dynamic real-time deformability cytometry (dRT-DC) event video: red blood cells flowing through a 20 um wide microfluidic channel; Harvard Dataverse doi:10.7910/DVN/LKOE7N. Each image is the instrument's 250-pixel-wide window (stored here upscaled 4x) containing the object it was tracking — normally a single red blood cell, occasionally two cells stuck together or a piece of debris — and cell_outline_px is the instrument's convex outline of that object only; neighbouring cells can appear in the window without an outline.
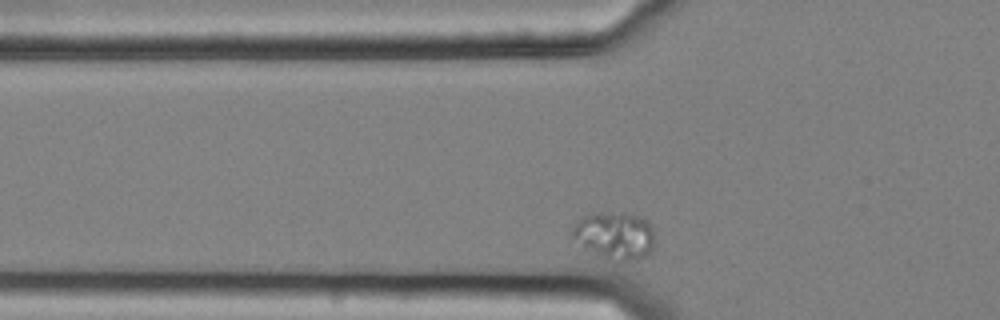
{"species": "common noctule bat (a hibernating species)", "species_latin": "Nyctalus noctula", "temperature_condition": "cold", "stored_images_in_passage": 32, "camera_frame_rate_fps": 3000, "um_per_image_px": 0.085, "animal": {"sex": "female", "body_mass_g": 25.1}, "frame": {"image": 1, "passage_image": 2, "time_ms": 0.333, "image_size_px": [1000, 320], "cell_outline_px": [[656, 244], [652, 252], [648, 256], [636, 260], [632, 260], [584, 248], [572, 236], [572, 228], [584, 216], [592, 212], [620, 212], [640, 216], [652, 228], [656, 240]], "centroid_in_image_um": [52.33, 19.95], "position_along_channel_um": 73.5, "area_um2": 22.02}}
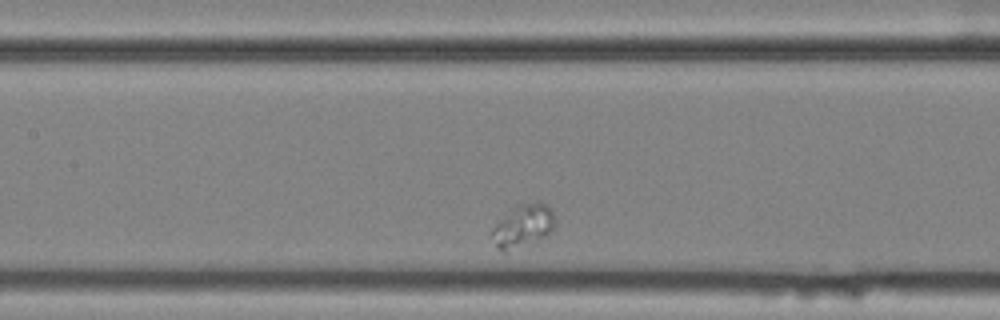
{"frame": {"image": 2, "passage_image": 11, "time_ms": 3.333, "image_size_px": [1000, 320], "cell_outline_px": [[556, 224], [552, 232], [544, 236], [508, 252], [500, 252], [496, 248], [492, 232], [492, 228], [508, 208], [516, 204], [540, 200], [552, 212], [556, 220]], "centroid_in_image_um": [44.44, 19.16], "position_along_channel_um": 163.0, "area_um2": 16.07}}
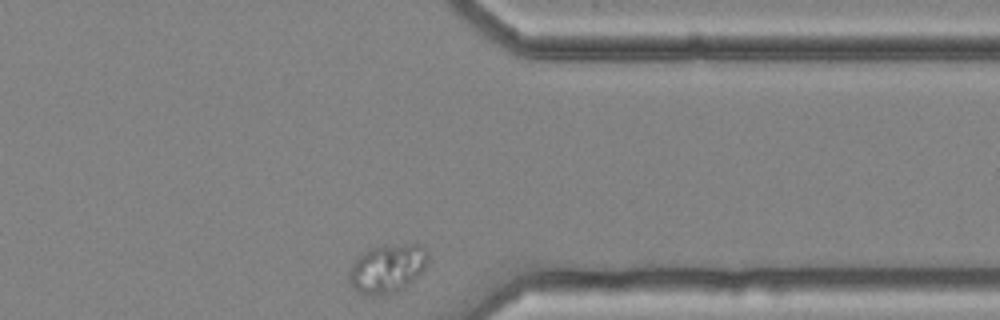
{"frame": {"image": 3, "passage_image": 32, "time_ms": 10.333, "image_size_px": [1000, 320], "cell_outline_px": [[428, 264], [412, 280], [392, 292], [372, 296], [364, 296], [352, 288], [348, 280], [348, 272], [352, 264], [360, 256], [372, 248], [404, 244], [420, 244], [428, 252]], "centroid_in_image_um": [32.89, 22.83], "position_along_channel_um": 378.5, "area_um2": 21.85}}